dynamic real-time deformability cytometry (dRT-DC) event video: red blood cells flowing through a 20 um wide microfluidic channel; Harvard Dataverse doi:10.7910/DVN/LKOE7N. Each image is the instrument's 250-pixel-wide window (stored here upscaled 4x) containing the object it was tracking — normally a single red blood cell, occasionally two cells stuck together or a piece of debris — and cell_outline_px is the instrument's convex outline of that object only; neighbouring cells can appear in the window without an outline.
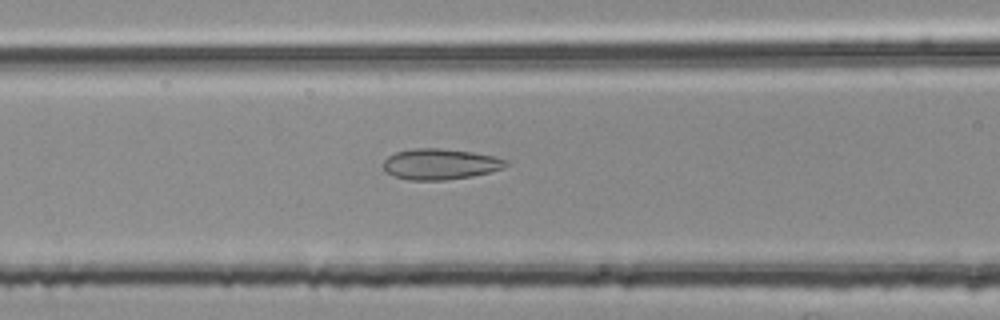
{"species": "common noctule bat (a hibernating species)", "species_latin": "Nyctalus noctula", "temperature_condition": "room temperature", "stored_images_in_passage": 5, "camera_frame_rate_fps": 3000, "um_per_image_px": 0.085, "animal": {"sex": "female", "body_mass_g": 25.1}, "frame": {"image": 1, "passage_image": 5, "time_ms": 1.333, "image_size_px": [1000, 320], "cell_outline_px": [[508, 164], [504, 168], [472, 176], [444, 180], [408, 180], [384, 172], [384, 160], [388, 156], [396, 152], [412, 148], [440, 148], [472, 152], [492, 156], [508, 160]], "centroid_in_image_um": [37.4, 13.94], "position_along_channel_um": 129.2, "area_um2": 21.96}}